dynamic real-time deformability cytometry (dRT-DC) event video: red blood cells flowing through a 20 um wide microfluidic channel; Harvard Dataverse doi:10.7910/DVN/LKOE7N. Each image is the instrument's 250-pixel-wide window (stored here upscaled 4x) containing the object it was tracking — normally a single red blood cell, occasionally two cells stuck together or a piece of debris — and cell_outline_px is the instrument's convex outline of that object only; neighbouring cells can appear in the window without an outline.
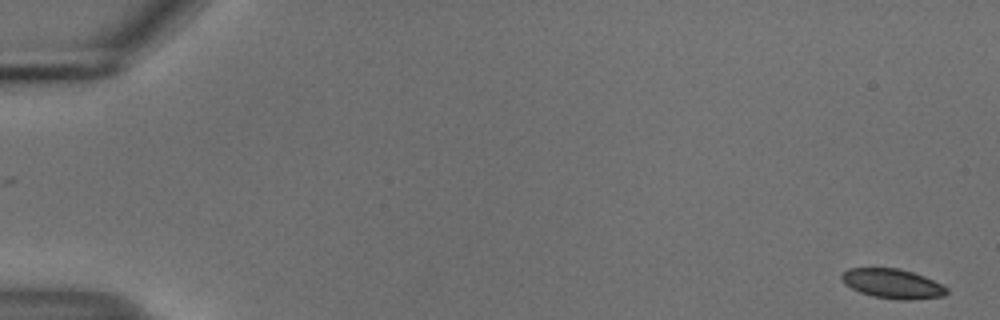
{"species": "common noctule bat (a hibernating species)", "species_latin": "Nyctalus noctula", "temperature_condition": "cold", "stored_images_in_passage": 55, "camera_frame_rate_fps": 3000, "um_per_image_px": 0.085, "animal": {"sex": "male", "body_mass_g": 18.8}, "frame": {"image": 1, "passage_image": 1, "time_ms": 0.0, "image_size_px": [1000, 320], "cell_outline_px": [[948, 292], [944, 296], [912, 300], [900, 300], [872, 296], [860, 292], [844, 284], [840, 280], [840, 276], [848, 268], [900, 268], [924, 276], [948, 288]], "centroid_in_image_um": [75.85, 24.11], "position_along_channel_um": 9.2, "area_um2": 18.15}}
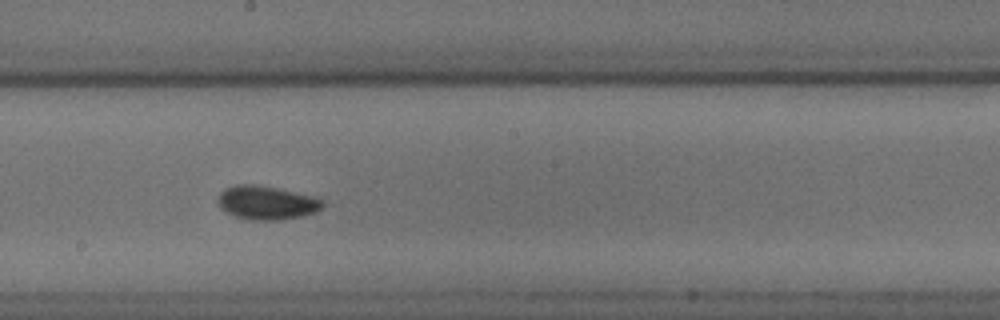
{"frame": {"image": 2, "passage_image": 31, "time_ms": 10.0, "image_size_px": [1000, 320], "cell_outline_px": [[324, 204], [316, 212], [304, 216], [284, 220], [252, 220], [236, 216], [220, 208], [216, 200], [216, 196], [224, 188], [236, 184], [256, 184], [276, 188], [312, 196], [324, 200]], "centroid_in_image_um": [22.63, 17.23], "position_along_channel_um": 225.6, "area_um2": 20.75}}
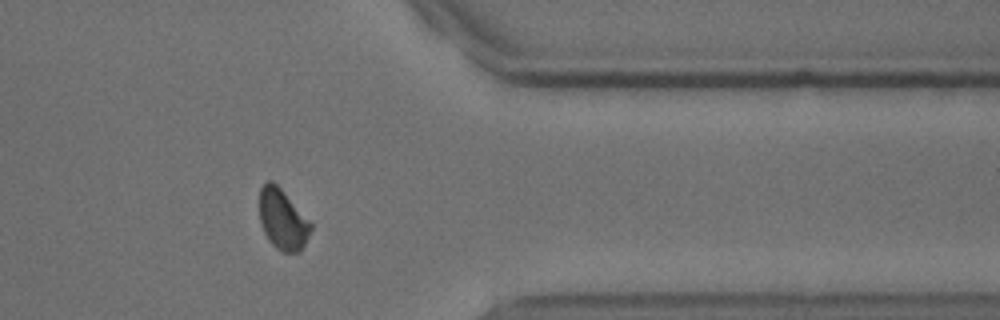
{"frame": {"image": 3, "passage_image": 45, "time_ms": 14.667, "image_size_px": [1000, 320], "cell_outline_px": [[312, 228], [300, 252], [284, 252], [276, 248], [268, 240], [264, 232], [260, 220], [260, 188], [268, 180], [272, 180], [280, 188], [312, 224]], "centroid_in_image_um": [24.01, 18.66], "position_along_channel_um": 387.4, "area_um2": 17.74}, "authors_computed_cell_mechanics": {"area_um2": 18.9584, "velocity_mm_per_s": 3.7109, "shape_relaxation_time_tau1_ms": 3.7453, "shape_relaxation_time_tau2_ms": null, "deformation_change_tau1": 0.0878, "deformation_change_tau2": null}}